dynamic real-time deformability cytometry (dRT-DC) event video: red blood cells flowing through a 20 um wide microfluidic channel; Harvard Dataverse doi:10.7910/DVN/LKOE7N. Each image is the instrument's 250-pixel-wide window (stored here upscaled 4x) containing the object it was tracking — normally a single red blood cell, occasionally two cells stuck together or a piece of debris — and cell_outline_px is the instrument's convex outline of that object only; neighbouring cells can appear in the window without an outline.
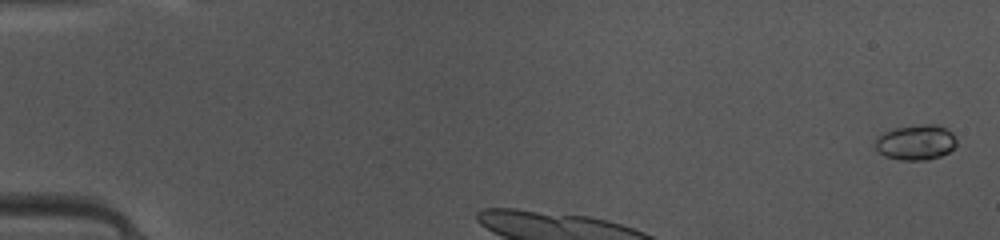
{"species": "common noctule bat (a hibernating species)", "species_latin": "Nyctalus noctula", "temperature_condition": "warm", "stored_images_in_passage": 8, "camera_frame_rate_fps": 3000, "um_per_image_px": 0.085, "animal": {"sex": "female", "body_mass_g": 10.0, "forearm_length_mm": 53.1}, "frame": {"image": 1, "passage_image": 2, "time_ms": 0.333, "image_size_px": [1000, 240], "cell_outline_px": [[956, 144], [948, 152], [940, 156], [924, 160], [900, 160], [884, 156], [876, 148], [876, 140], [884, 132], [896, 128], [920, 124], [936, 124], [952, 132], [956, 140]], "centroid_in_image_um": [77.86, 12.1], "position_along_channel_um": 7.1, "area_um2": 16.47}}